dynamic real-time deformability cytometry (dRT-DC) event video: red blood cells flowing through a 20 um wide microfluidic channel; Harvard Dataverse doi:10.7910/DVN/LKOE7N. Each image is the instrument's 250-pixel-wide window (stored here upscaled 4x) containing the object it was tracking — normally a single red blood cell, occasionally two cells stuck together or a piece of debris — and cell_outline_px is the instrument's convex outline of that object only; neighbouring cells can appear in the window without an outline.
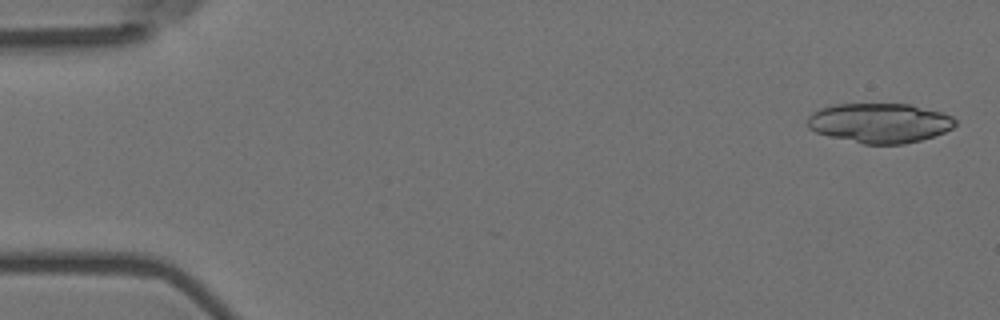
{"species": "Egyptian fruit bat (a non-hibernating species)", "species_latin": "Rousettus aegyptiacus", "temperature_condition": "room temperature", "stored_images_in_passage": 9, "camera_frame_rate_fps": 3000, "um_per_image_px": 0.085, "animal": {"sex": "female"}, "frame": {"image": 1, "passage_image": 1, "time_ms": 0.0, "image_size_px": [1000, 320], "cell_outline_px": [[956, 124], [952, 128], [944, 132], [920, 140], [904, 144], [864, 144], [828, 136], [816, 132], [808, 128], [808, 116], [812, 112], [820, 108], [836, 104], [912, 104], [944, 112], [952, 116], [956, 120]], "centroid_in_image_um": [74.78, 10.44], "position_along_channel_um": 10.2, "area_um2": 34.33}}
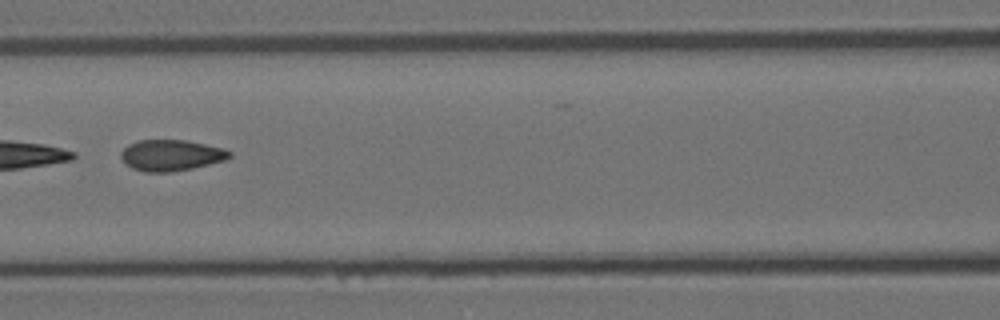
{"frame": {"image": 2, "passage_image": 7, "time_ms": 2.0, "image_size_px": [1000, 320], "cell_outline_px": [[232, 156], [224, 160], [192, 168], [172, 172], [144, 172], [132, 168], [120, 156], [120, 152], [128, 144], [140, 140], [184, 140], [224, 148], [232, 152]], "centroid_in_image_um": [14.54, 13.19], "position_along_channel_um": 152.1, "area_um2": 19.54}}
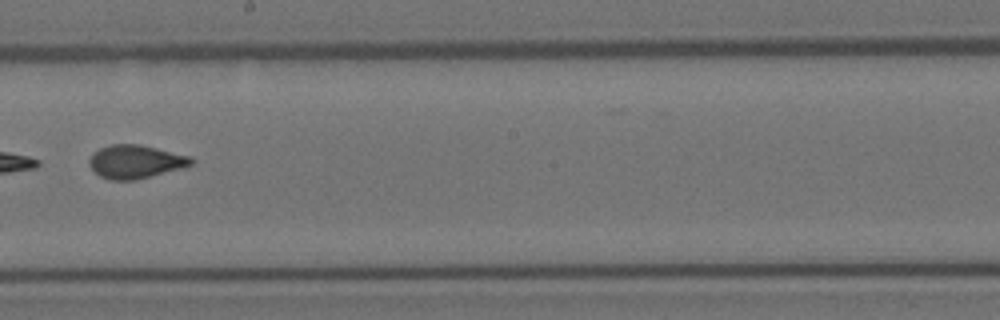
{"frame": {"image": 3, "passage_image": 9, "time_ms": 2.667, "image_size_px": [1000, 320], "cell_outline_px": [[196, 160], [192, 164], [184, 168], [136, 180], [112, 180], [100, 176], [88, 164], [88, 160], [100, 148], [112, 144], [140, 144], [192, 156]], "centroid_in_image_um": [11.58, 13.74], "position_along_channel_um": 236.6, "area_um2": 19.94}}